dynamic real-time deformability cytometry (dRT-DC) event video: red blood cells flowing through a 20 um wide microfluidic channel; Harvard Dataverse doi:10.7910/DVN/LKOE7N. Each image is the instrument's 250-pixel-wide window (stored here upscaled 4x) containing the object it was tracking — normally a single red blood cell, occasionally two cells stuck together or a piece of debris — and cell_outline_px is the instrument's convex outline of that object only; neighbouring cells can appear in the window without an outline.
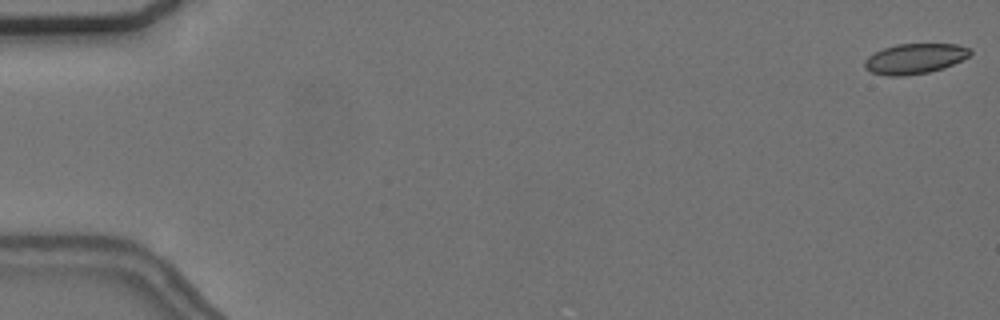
{"species": "common noctule bat (a hibernating species)", "species_latin": "Nyctalus noctula", "temperature_condition": "cold", "stored_images_in_passage": 6, "camera_frame_rate_fps": 3000, "um_per_image_px": 0.085, "animal": {"sex": "female", "body_mass_g": 24.6, "forearm_length_mm": 56.2}, "frame": {"image": 1, "passage_image": 1, "time_ms": 0.0, "image_size_px": [1000, 320], "cell_outline_px": [[972, 52], [968, 56], [944, 68], [928, 72], [904, 76], [888, 76], [872, 72], [864, 68], [864, 60], [868, 56], [884, 48], [896, 44], [956, 44], [972, 48]], "centroid_in_image_um": [77.75, 4.98], "position_along_channel_um": 7.3, "area_um2": 18.55}}
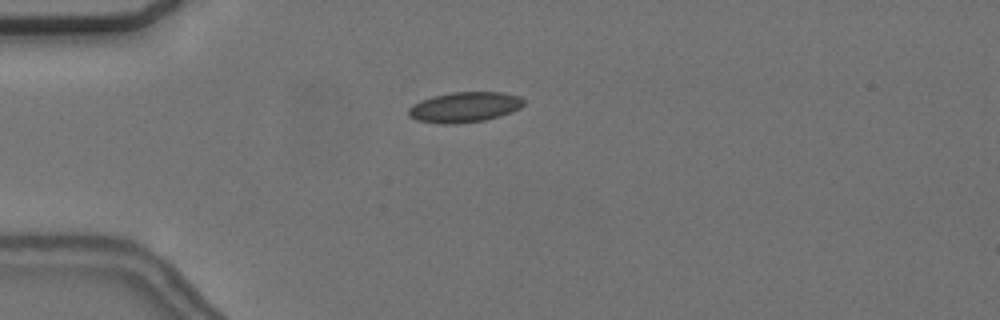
{"frame": {"image": 2, "passage_image": 5, "time_ms": 4.667, "image_size_px": [1000, 320], "cell_outline_px": [[524, 104], [520, 108], [500, 116], [484, 120], [452, 124], [440, 124], [416, 120], [408, 116], [408, 108], [412, 104], [420, 100], [432, 96], [452, 92], [504, 92], [520, 96], [524, 100]], "centroid_in_image_um": [39.46, 9.1], "position_along_channel_um": 45.5, "area_um2": 20.52}}